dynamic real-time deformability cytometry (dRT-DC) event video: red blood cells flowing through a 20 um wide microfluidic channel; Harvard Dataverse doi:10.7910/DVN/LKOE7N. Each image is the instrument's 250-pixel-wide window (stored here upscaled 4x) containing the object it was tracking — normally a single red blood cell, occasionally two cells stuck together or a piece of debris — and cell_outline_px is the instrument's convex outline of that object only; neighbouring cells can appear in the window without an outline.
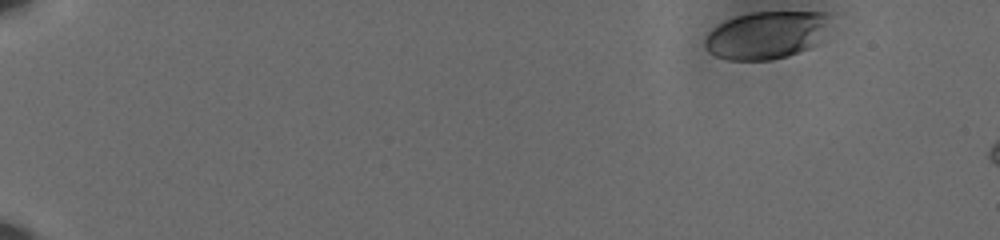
{"species": "human", "species_latin": "Homo sapiens", "temperature_condition": "cold", "stored_images_in_passage": 10, "camera_frame_rate_fps": 3000, "um_per_image_px": 0.085, "donor": {"sex": "male"}, "frame": {"image": 1, "passage_image": 1, "time_ms": 0.0, "image_size_px": [1000, 240], "cell_outline_px": [[832, 16], [820, 44], [788, 56], [772, 60], [728, 60], [716, 56], [708, 52], [704, 48], [704, 40], [708, 32], [712, 28], [736, 16], [752, 12], [828, 12]], "centroid_in_image_um": [65.17, 2.99], "position_along_channel_um": 19.8, "area_um2": 35.2}}